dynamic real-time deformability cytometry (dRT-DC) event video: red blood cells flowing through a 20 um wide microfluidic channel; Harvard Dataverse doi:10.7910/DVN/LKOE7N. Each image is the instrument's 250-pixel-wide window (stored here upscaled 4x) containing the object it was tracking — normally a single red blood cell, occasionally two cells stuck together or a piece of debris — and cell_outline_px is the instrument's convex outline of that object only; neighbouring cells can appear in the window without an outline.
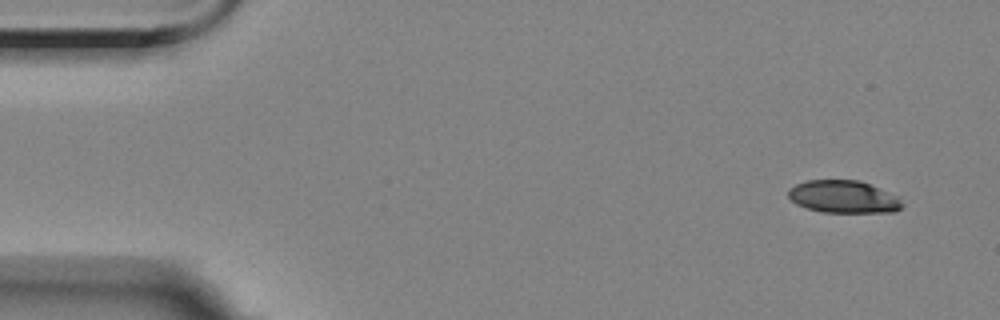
{"species": "Egyptian fruit bat (a non-hibernating species)", "species_latin": "Rousettus aegyptiacus", "temperature_condition": "room temperature", "stored_images_in_passage": 7, "camera_frame_rate_fps": 3000, "um_per_image_px": 0.085, "animal": {"sex": "female"}, "frame": {"image": 1, "passage_image": 1, "time_ms": 0.0, "image_size_px": [1000, 320], "cell_outline_px": [[904, 204], [896, 212], [824, 212], [808, 208], [796, 204], [788, 196], [788, 188], [796, 184], [808, 180], [860, 180], [900, 196]], "centroid_in_image_um": [71.74, 16.72], "position_along_channel_um": 13.3, "area_um2": 21.73}}
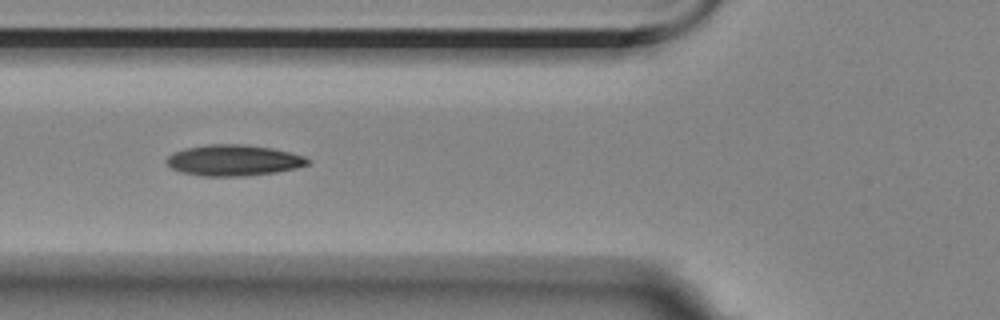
{"frame": {"image": 2, "passage_image": 6, "time_ms": 5.667, "image_size_px": [1000, 320], "cell_outline_px": [[312, 160], [308, 164], [296, 168], [276, 172], [248, 176], [204, 176], [184, 172], [172, 168], [164, 160], [172, 152], [184, 148], [208, 144], [244, 144], [272, 148], [304, 156]], "centroid_in_image_um": [19.85, 13.62], "position_along_channel_um": 105.9, "area_um2": 25.55}}
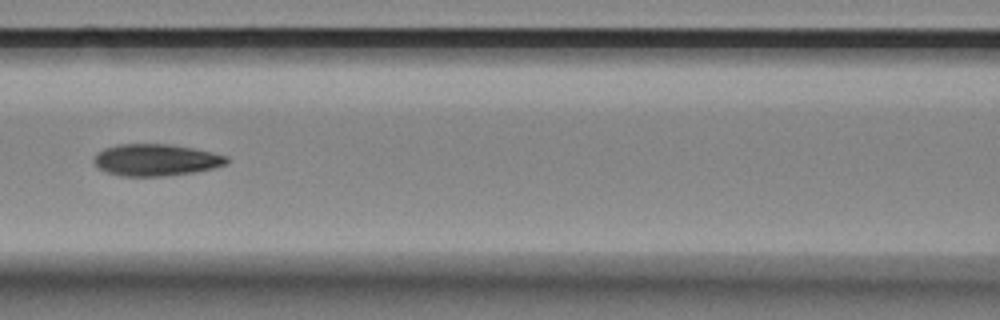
{"frame": {"image": 3, "passage_image": 7, "time_ms": 7.0, "image_size_px": [1000, 320], "cell_outline_px": [[228, 164], [196, 172], [164, 176], [120, 176], [104, 172], [92, 160], [104, 148], [120, 144], [168, 144], [192, 148], [212, 152], [228, 156]], "centroid_in_image_um": [13.27, 13.6], "position_along_channel_um": 153.3, "area_um2": 24.57}}